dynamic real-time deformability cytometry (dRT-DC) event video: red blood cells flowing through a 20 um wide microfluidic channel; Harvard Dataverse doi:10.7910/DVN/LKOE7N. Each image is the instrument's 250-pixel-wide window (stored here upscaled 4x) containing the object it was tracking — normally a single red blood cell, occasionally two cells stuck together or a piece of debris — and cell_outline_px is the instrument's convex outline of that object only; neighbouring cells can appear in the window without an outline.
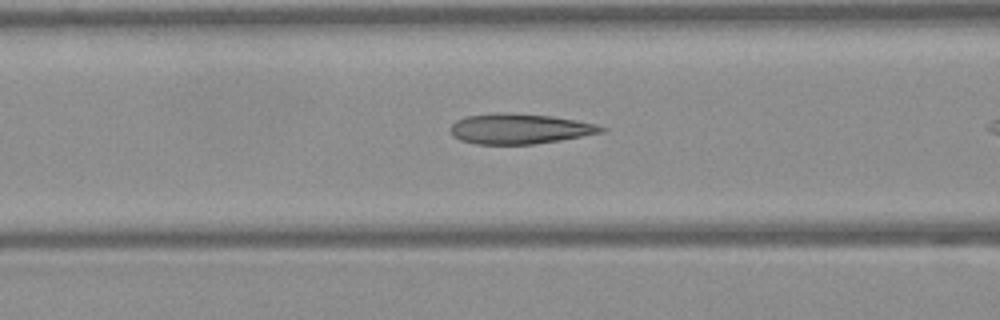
{"species": "Egyptian fruit bat (a non-hibernating species)", "species_latin": "Rousettus aegyptiacus", "temperature_condition": "warm", "stored_images_in_passage": 11, "camera_frame_rate_fps": 3000, "um_per_image_px": 0.085, "frame": {"image": 1, "passage_image": 7, "time_ms": 2.0, "image_size_px": [1000, 320], "cell_outline_px": [[608, 128], [604, 132], [560, 140], [532, 144], [476, 144], [460, 140], [452, 136], [448, 128], [456, 120], [468, 116], [496, 112], [552, 116], [576, 120], [596, 124]], "centroid_in_image_um": [44.14, 10.95], "position_along_channel_um": 122.5, "area_um2": 26.59}}
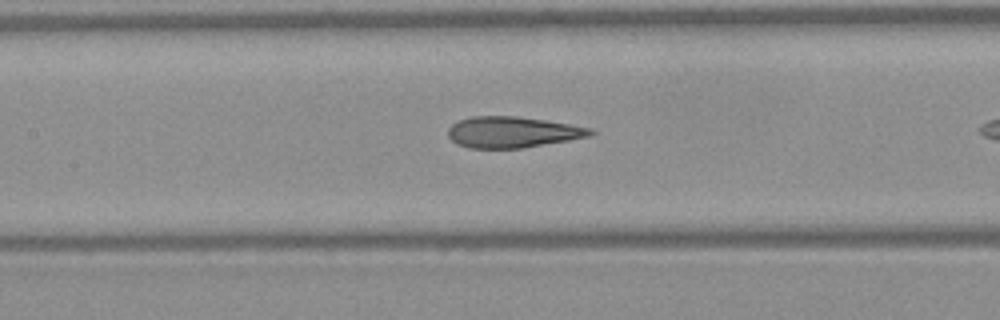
{"frame": {"image": 2, "passage_image": 10, "time_ms": 3.0, "image_size_px": [1000, 320], "cell_outline_px": [[596, 132], [592, 136], [524, 148], [468, 148], [456, 144], [448, 136], [448, 128], [452, 124], [460, 120], [472, 116], [516, 116], [544, 120], [592, 128]], "centroid_in_image_um": [43.57, 11.24], "position_along_channel_um": 163.8, "area_um2": 25.84}}